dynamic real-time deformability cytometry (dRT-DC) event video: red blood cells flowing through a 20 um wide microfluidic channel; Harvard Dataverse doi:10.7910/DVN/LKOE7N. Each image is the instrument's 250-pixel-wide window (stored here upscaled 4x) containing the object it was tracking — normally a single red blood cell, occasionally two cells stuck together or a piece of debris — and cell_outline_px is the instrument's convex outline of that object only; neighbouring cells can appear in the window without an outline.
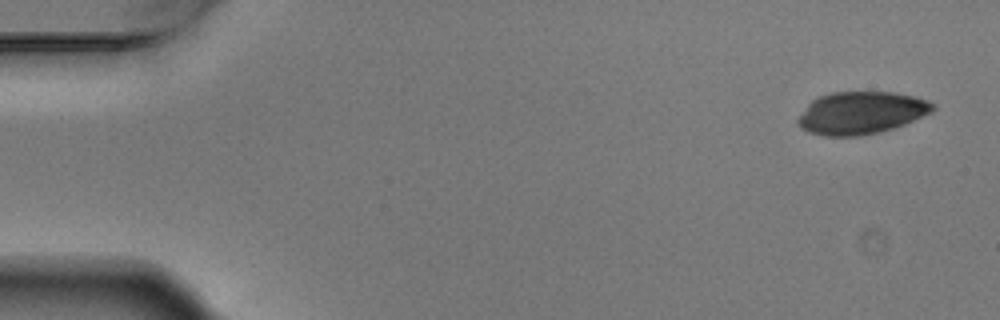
{"species": "Egyptian fruit bat (a non-hibernating species)", "species_latin": "Rousettus aegyptiacus", "temperature_condition": "warm", "stored_images_in_passage": 6, "segment_of_instrument_passage": [1, 2], "camera_frame_rate_fps": 3000, "um_per_image_px": 0.085, "animal": {"sex": "male"}, "frame": {"image": 1, "passage_image": 1, "time_ms": 0.0, "image_size_px": [1000, 320], "cell_outline_px": [[936, 108], [932, 112], [904, 124], [880, 132], [860, 136], [824, 136], [808, 132], [800, 128], [796, 120], [808, 104], [812, 100], [820, 96], [832, 92], [896, 92], [916, 96], [928, 100], [936, 104]], "centroid_in_image_um": [73.21, 9.59], "position_along_channel_um": 11.8, "area_um2": 33.58}}
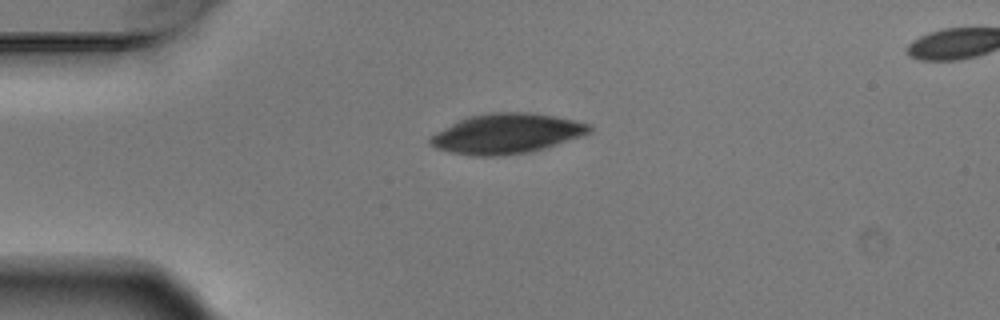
{"frame": {"image": 2, "passage_image": 4, "time_ms": 1.0, "image_size_px": [1000, 320], "cell_outline_px": [[592, 132], [544, 148], [528, 152], [496, 156], [472, 156], [452, 152], [436, 148], [428, 144], [428, 140], [436, 132], [468, 116], [488, 112], [528, 112], [556, 116], [576, 120], [592, 124]], "centroid_in_image_um": [43.07, 11.35], "position_along_channel_um": 41.9, "area_um2": 36.99}}